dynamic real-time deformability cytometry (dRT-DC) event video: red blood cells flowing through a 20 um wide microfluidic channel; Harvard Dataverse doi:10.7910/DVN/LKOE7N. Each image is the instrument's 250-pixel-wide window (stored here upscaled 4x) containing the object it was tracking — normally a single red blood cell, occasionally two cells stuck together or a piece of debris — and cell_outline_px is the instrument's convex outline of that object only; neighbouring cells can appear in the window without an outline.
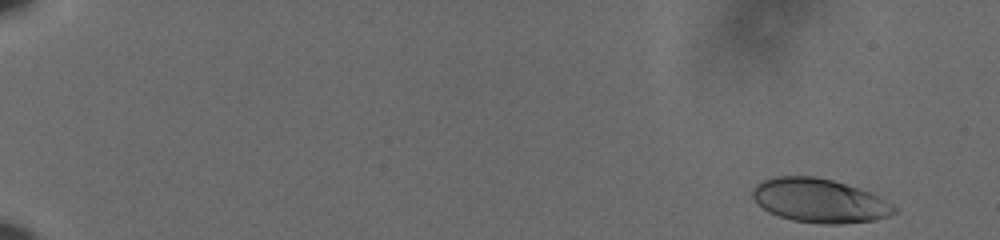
{"species": "human", "species_latin": "Homo sapiens", "temperature_condition": "cold", "stored_images_in_passage": 57, "camera_frame_rate_fps": 3000, "um_per_image_px": 0.085, "donor": {"sex": "male"}, "frame": {"image": 1, "passage_image": 2, "time_ms": 0.333, "image_size_px": [1000, 240], "cell_outline_px": [[896, 212], [888, 216], [876, 220], [840, 224], [820, 224], [792, 220], [768, 212], [752, 196], [752, 188], [756, 184], [772, 176], [816, 176], [832, 180], [880, 196], [892, 204], [896, 208]], "centroid_in_image_um": [69.65, 17.05], "position_along_channel_um": 15.3, "area_um2": 36.13}}
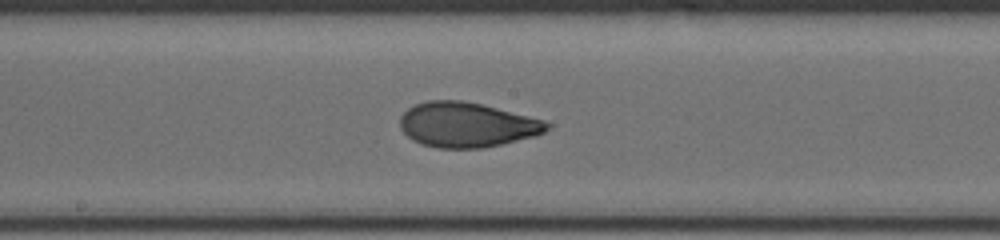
{"frame": {"image": 2, "passage_image": 33, "time_ms": 10.667, "image_size_px": [1000, 240], "cell_outline_px": [[552, 124], [544, 132], [536, 136], [500, 144], [480, 148], [436, 148], [420, 144], [412, 140], [400, 128], [400, 116], [408, 108], [416, 104], [428, 100], [460, 100], [480, 104], [544, 120]], "centroid_in_image_um": [39.65, 10.61], "position_along_channel_um": 208.5, "area_um2": 38.26}}
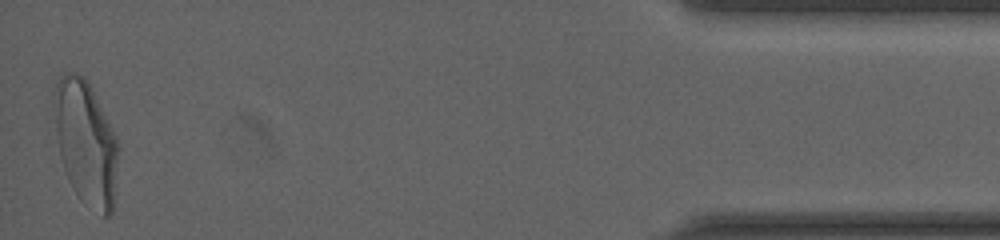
{"frame": {"image": 3, "passage_image": 57, "time_ms": 18.667, "image_size_px": [1000, 240], "cell_outline_px": [[120, 148], [112, 212], [108, 216], [104, 216], [84, 204], [80, 200], [72, 188], [68, 180], [60, 156], [56, 128], [52, 92], [60, 76], [64, 72], [76, 72], [84, 76], [116, 136]], "centroid_in_image_um": [7.29, 12.14], "position_along_channel_um": 427.9, "area_um2": 46.41}, "authors_computed_cell_mechanics": {"area_um2": 37.57, "velocity_mm_per_s": 3.6113, "shape_relaxation_time_tau1_ms": 4.5417, "shape_relaxation_time_tau2_ms": 1.2211, "deformation_change_tau1": 0.1792, "deformation_change_tau2": 0.068}}